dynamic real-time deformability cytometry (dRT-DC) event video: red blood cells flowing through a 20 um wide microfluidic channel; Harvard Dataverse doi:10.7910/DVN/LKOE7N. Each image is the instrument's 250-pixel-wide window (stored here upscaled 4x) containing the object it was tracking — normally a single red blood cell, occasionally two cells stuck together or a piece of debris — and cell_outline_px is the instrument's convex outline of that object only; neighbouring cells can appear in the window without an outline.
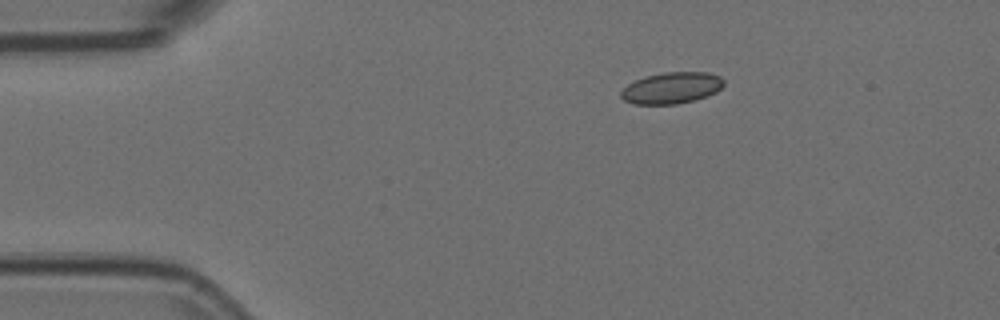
{"species": "Egyptian fruit bat (a non-hibernating species)", "species_latin": "Rousettus aegyptiacus", "temperature_condition": "room temperature", "stored_images_in_passage": 46, "camera_frame_rate_fps": 3000, "um_per_image_px": 0.085, "animal": {"sex": "female"}, "frame": {"image": 1, "passage_image": 1, "time_ms": 0.0, "image_size_px": [1000, 320], "cell_outline_px": [[724, 84], [716, 92], [708, 96], [676, 104], [636, 104], [624, 100], [620, 96], [620, 92], [628, 84], [636, 80], [648, 76], [664, 72], [708, 72], [720, 76], [724, 80]], "centroid_in_image_um": [57.11, 7.47], "position_along_channel_um": 27.9, "area_um2": 18.67}}
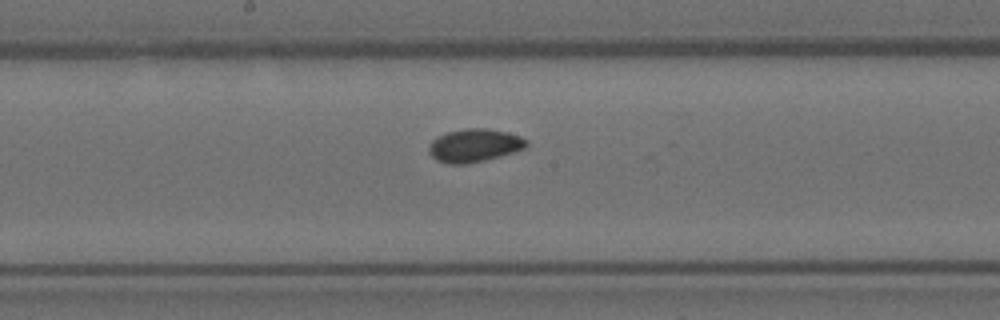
{"frame": {"image": 2, "passage_image": 20, "time_ms": 6.333, "image_size_px": [1000, 320], "cell_outline_px": [[528, 144], [524, 148], [500, 156], [484, 160], [464, 164], [448, 164], [436, 160], [428, 152], [428, 144], [436, 136], [448, 132], [468, 128], [488, 128], [520, 136], [528, 140]], "centroid_in_image_um": [40.28, 12.36], "position_along_channel_um": 207.9, "area_um2": 18.79}}
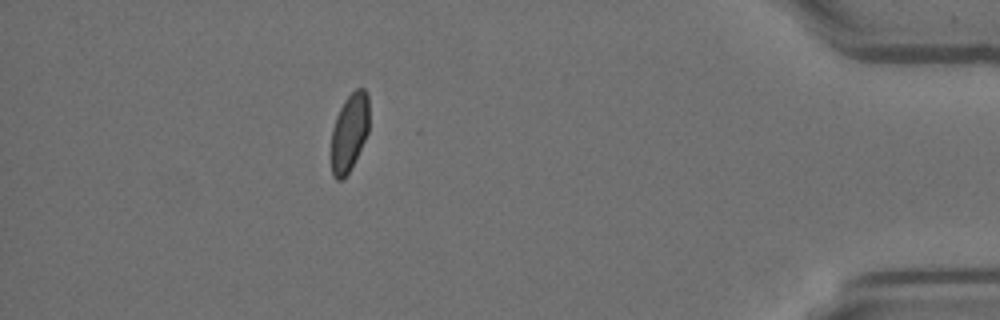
{"frame": {"image": 3, "passage_image": 40, "time_ms": 13.0, "image_size_px": [1000, 320], "cell_outline_px": [[368, 132], [348, 172], [340, 180], [336, 180], [332, 176], [332, 128], [336, 116], [344, 100], [356, 88], [364, 88], [368, 92]], "centroid_in_image_um": [29.69, 11.2], "position_along_channel_um": 405.5, "area_um2": 16.88}, "authors_computed_cell_mechanics": {"area_um2": 18.2359, "velocity_mm_per_s": 3.7378, "shape_relaxation_time_tau1_ms": 4.7495, "shape_relaxation_time_tau2_ms": 1.5437, "deformation_change_tau1": 0.0927, "deformation_change_tau2": 0.0382}}